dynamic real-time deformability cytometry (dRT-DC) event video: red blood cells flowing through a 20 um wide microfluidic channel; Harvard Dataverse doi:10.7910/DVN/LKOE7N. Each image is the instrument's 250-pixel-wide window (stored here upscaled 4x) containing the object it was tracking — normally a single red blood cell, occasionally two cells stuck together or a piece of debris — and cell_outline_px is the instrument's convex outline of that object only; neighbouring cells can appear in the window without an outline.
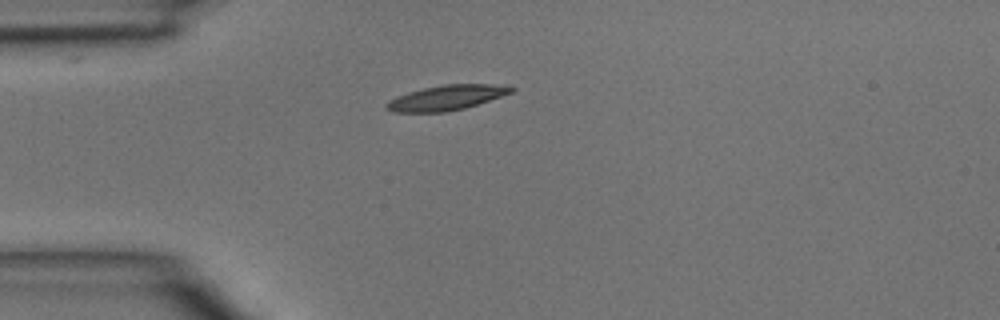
{"species": "common noctule bat (a hibernating species)", "species_latin": "Nyctalus noctula", "temperature_condition": "room temperature", "stored_images_in_passage": 34, "camera_frame_rate_fps": 3000, "um_per_image_px": 0.085, "animal": {"sex": "male", "body_mass_g": 15.6}, "frame": {"image": 1, "passage_image": 1, "time_ms": 0.0, "image_size_px": [1000, 320], "cell_outline_px": [[516, 88], [512, 92], [464, 108], [444, 112], [392, 112], [384, 108], [384, 104], [388, 100], [396, 96], [408, 92], [424, 88], [444, 84], [492, 84]], "centroid_in_image_um": [37.85, 8.31], "position_along_channel_um": 47.1, "area_um2": 17.98}}
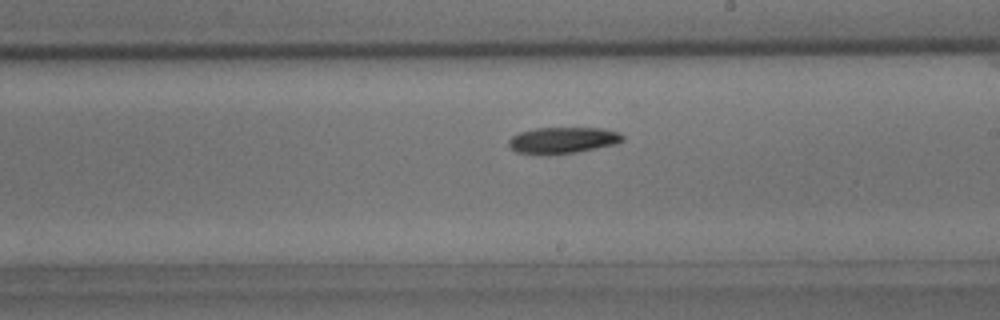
{"frame": {"image": 2, "passage_image": 15, "time_ms": 4.667, "image_size_px": [1000, 320], "cell_outline_px": [[624, 140], [616, 144], [576, 152], [516, 152], [508, 144], [508, 140], [512, 136], [520, 132], [536, 128], [604, 128], [620, 132], [624, 136]], "centroid_in_image_um": [47.91, 11.87], "position_along_channel_um": 241.1, "area_um2": 16.88}}
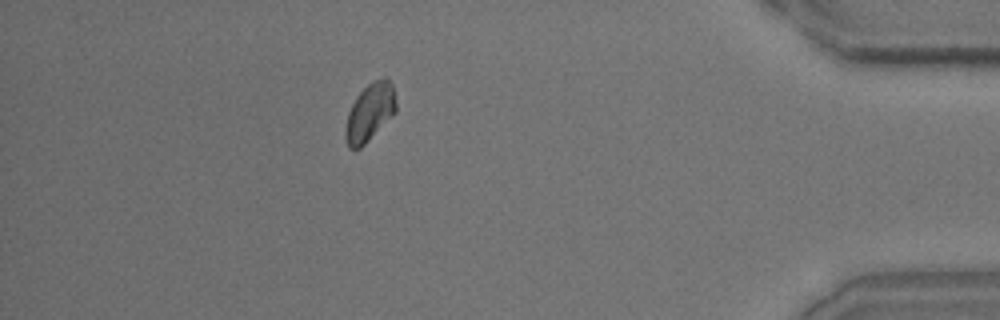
{"frame": {"image": 3, "passage_image": 29, "time_ms": 9.333, "image_size_px": [1000, 320], "cell_outline_px": [[396, 112], [360, 148], [348, 148], [344, 136], [344, 128], [348, 112], [356, 96], [372, 80], [384, 76], [388, 76], [392, 84], [396, 104]], "centroid_in_image_um": [31.42, 9.51], "position_along_channel_um": 403.8, "area_um2": 17.11}}